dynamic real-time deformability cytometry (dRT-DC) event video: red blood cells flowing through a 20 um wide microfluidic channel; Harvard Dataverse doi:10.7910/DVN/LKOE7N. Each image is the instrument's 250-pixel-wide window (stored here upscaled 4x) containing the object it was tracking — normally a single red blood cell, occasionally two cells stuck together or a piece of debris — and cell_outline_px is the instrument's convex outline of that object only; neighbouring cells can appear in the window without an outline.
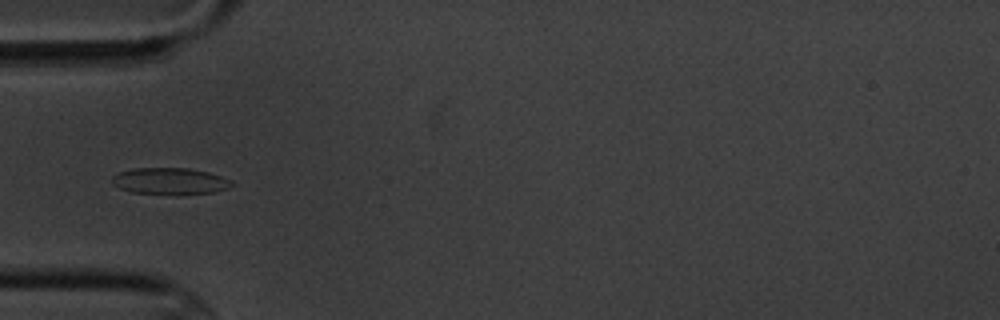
{"species": "common noctule bat (a hibernating species)", "species_latin": "Nyctalus noctula", "temperature_condition": "cold", "stored_images_in_passage": 9, "camera_frame_rate_fps": 3000, "um_per_image_px": 0.085, "animal": {"sex": "male", "body_mass_g": 20.1, "forearm_length_mm": 53.5}, "frame": {"image": 1, "passage_image": 6, "time_ms": 6.0, "image_size_px": [1000, 320], "cell_outline_px": [[236, 184], [228, 188], [216, 192], [176, 196], [132, 192], [120, 188], [112, 184], [112, 176], [120, 172], [132, 168], [188, 168], [208, 172], [232, 180]], "centroid_in_image_um": [14.48, 15.42], "position_along_channel_um": 70.5, "area_um2": 19.07}}
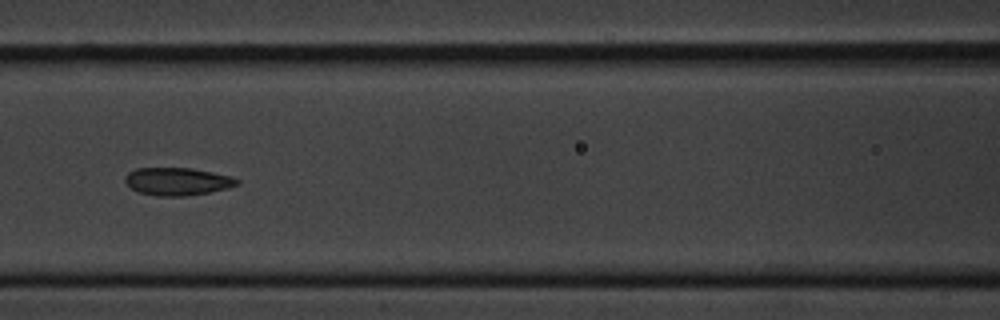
{"frame": {"image": 2, "passage_image": 8, "time_ms": 8.333, "image_size_px": [1000, 320], "cell_outline_px": [[240, 184], [228, 188], [208, 192], [184, 196], [156, 196], [140, 192], [132, 188], [124, 180], [124, 176], [128, 172], [136, 168], [192, 168], [212, 172], [228, 176], [240, 180]], "centroid_in_image_um": [15.07, 15.42], "position_along_channel_um": 151.5, "area_um2": 17.98}}
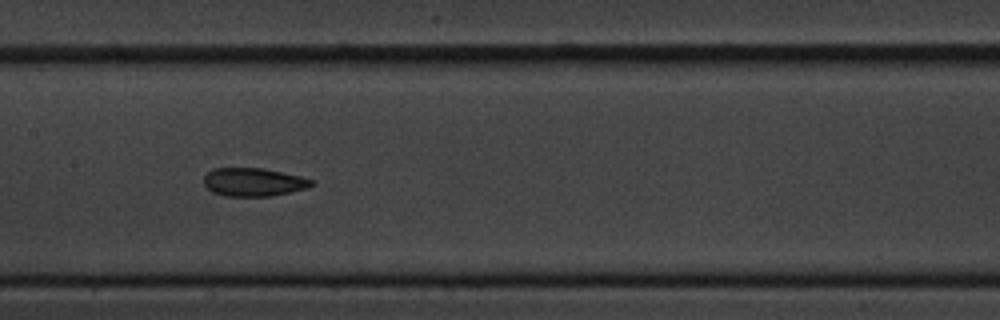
{"frame": {"image": 3, "passage_image": 9, "time_ms": 9.333, "image_size_px": [1000, 320], "cell_outline_px": [[312, 184], [308, 188], [272, 196], [224, 196], [212, 192], [204, 184], [204, 176], [212, 168], [264, 168], [300, 176], [312, 180]], "centroid_in_image_um": [21.52, 15.48], "position_along_channel_um": 185.9, "area_um2": 17.74}}